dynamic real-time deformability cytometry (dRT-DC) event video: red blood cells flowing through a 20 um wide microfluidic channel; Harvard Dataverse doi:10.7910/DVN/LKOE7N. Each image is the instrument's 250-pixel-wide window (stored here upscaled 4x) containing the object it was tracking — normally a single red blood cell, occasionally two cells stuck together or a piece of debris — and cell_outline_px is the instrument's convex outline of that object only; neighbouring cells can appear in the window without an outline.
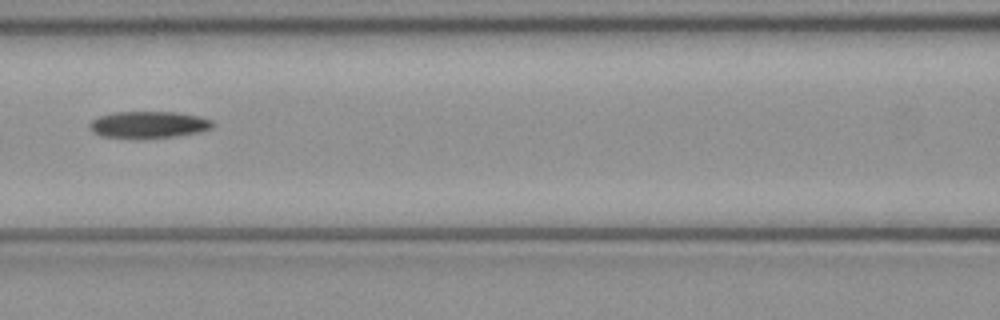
{"species": "common noctule bat (a hibernating species)", "species_latin": "Nyctalus noctula", "temperature_condition": "cold", "stored_images_in_passage": 6, "camera_frame_rate_fps": 3000, "um_per_image_px": 0.085, "animal": {"sex": "female", "body_mass_g": 21.9}, "frame": {"image": 1, "passage_image": 6, "time_ms": 1.667, "image_size_px": [1000, 320], "cell_outline_px": [[212, 128], [200, 132], [176, 136], [140, 140], [104, 136], [88, 128], [88, 124], [92, 120], [100, 116], [116, 112], [176, 112], [200, 116], [212, 120]], "centroid_in_image_um": [12.64, 10.61], "position_along_channel_um": 154.0, "area_um2": 19.48}}